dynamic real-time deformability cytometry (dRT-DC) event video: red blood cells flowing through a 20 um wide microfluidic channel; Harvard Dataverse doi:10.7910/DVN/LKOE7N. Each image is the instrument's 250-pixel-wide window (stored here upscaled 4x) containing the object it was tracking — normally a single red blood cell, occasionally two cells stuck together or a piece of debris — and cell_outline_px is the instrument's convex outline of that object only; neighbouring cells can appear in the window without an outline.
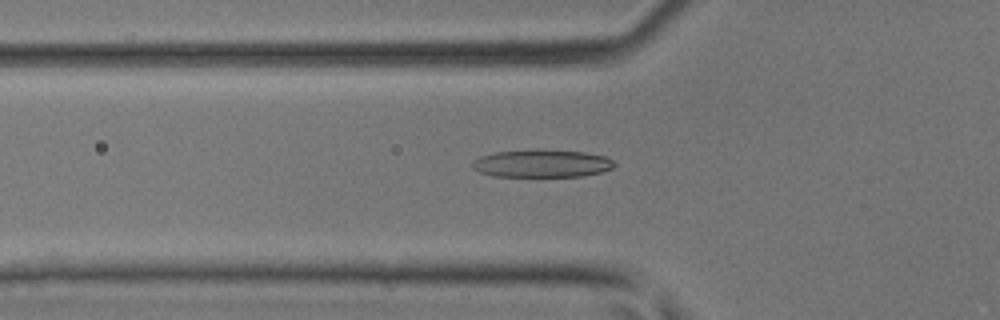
{"species": "common noctule bat (a hibernating species)", "species_latin": "Nyctalus noctula", "temperature_condition": "room temperature", "stored_images_in_passage": 40, "camera_frame_rate_fps": 3000, "um_per_image_px": 0.085, "animal": {"sex": "male", "body_mass_g": 17.9, "forearm_length_mm": 54.2}, "frame": {"image": 1, "passage_image": 10, "time_ms": 3.0, "image_size_px": [1000, 320], "cell_outline_px": [[616, 164], [612, 168], [600, 172], [580, 176], [492, 176], [480, 172], [472, 168], [472, 160], [480, 156], [496, 152], [584, 152], [604, 156], [612, 160]], "centroid_in_image_um": [46.03, 13.94], "position_along_channel_um": 79.8, "area_um2": 21.85}}
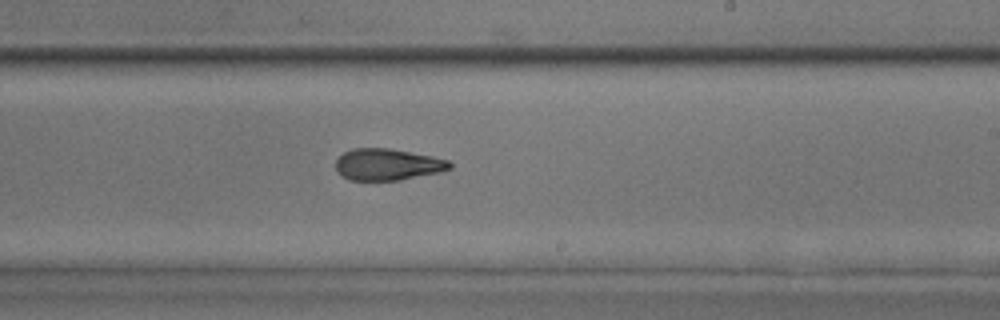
{"frame": {"image": 2, "passage_image": 22, "time_ms": 7.0, "image_size_px": [1000, 320], "cell_outline_px": [[452, 168], [440, 172], [400, 180], [348, 180], [336, 172], [336, 160], [344, 152], [352, 148], [388, 148], [432, 156], [448, 160], [452, 164]], "centroid_in_image_um": [32.92, 13.98], "position_along_channel_um": 256.1, "area_um2": 21.04}}
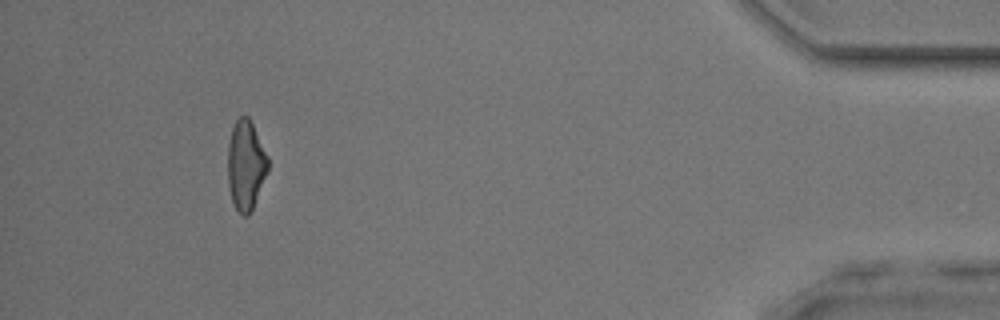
{"frame": {"image": 3, "passage_image": 37, "time_ms": 12.0, "image_size_px": [1000, 320], "cell_outline_px": [[268, 172], [252, 208], [248, 216], [244, 216], [236, 208], [232, 200], [228, 184], [228, 144], [232, 128], [236, 120], [240, 116], [248, 116], [268, 156]], "centroid_in_image_um": [20.89, 14.03], "position_along_channel_um": 414.3, "area_um2": 20.75}}